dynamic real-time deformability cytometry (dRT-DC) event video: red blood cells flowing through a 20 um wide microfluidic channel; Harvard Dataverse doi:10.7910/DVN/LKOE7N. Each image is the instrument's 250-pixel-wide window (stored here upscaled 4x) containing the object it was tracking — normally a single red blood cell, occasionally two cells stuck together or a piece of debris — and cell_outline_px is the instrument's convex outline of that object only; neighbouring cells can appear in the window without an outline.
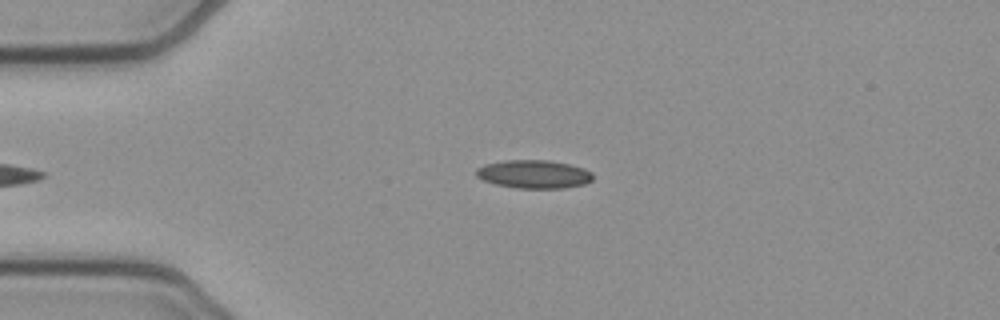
{"species": "common noctule bat (a hibernating species)", "species_latin": "Nyctalus noctula", "temperature_condition": "cold", "stored_images_in_passage": 34, "camera_frame_rate_fps": 3000, "um_per_image_px": 0.085, "animal": {"sex": "female", "body_mass_g": 21.9}, "frame": {"image": 1, "passage_image": 3, "time_ms": 0.667, "image_size_px": [1000, 320], "cell_outline_px": [[592, 180], [584, 184], [564, 188], [516, 188], [496, 184], [484, 180], [476, 176], [476, 168], [484, 164], [504, 160], [548, 160], [568, 164], [584, 168], [592, 172]], "centroid_in_image_um": [45.37, 14.8], "position_along_channel_um": 39.6, "area_um2": 19.25}}
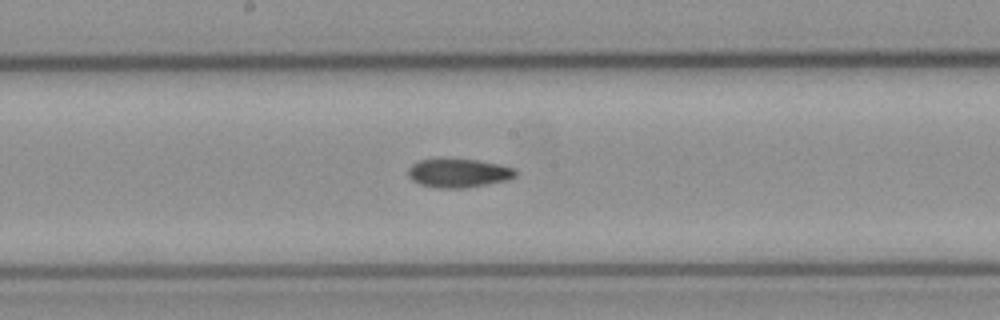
{"frame": {"image": 2, "passage_image": 18, "time_ms": 5.667, "image_size_px": [1000, 320], "cell_outline_px": [[516, 176], [508, 180], [488, 184], [464, 188], [436, 188], [420, 184], [412, 180], [408, 176], [408, 168], [412, 164], [420, 160], [440, 156], [476, 160], [500, 164], [516, 168]], "centroid_in_image_um": [38.95, 14.67], "position_along_channel_um": 209.2, "area_um2": 18.67}}
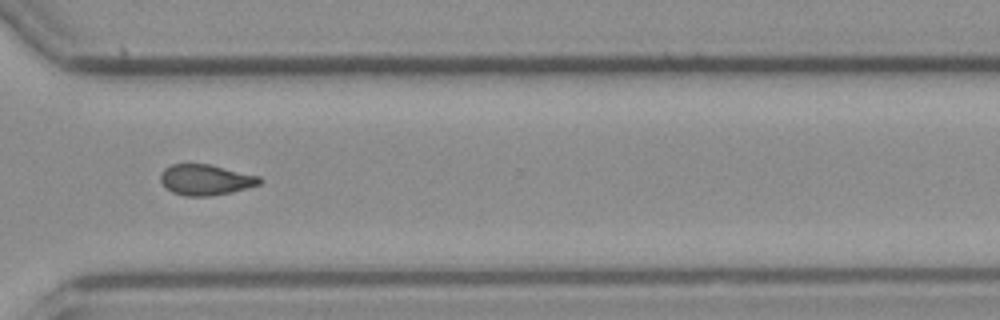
{"frame": {"image": 3, "passage_image": 29, "time_ms": 9.333, "image_size_px": [1000, 320], "cell_outline_px": [[264, 180], [260, 184], [248, 188], [232, 192], [208, 196], [184, 196], [172, 192], [160, 180], [160, 172], [164, 168], [172, 164], [208, 164], [260, 176]], "centroid_in_image_um": [17.5, 15.28], "position_along_channel_um": 353.1, "area_um2": 17.74}, "authors_computed_cell_mechanics": {"area_um2": 18.1781, "velocity_mm_per_s": 3.9409, "shape_relaxation_time_tau1_ms": null, "shape_relaxation_time_tau2_ms": 3.4077, "deformation_change_tau1": null, "deformation_change_tau2": 0.0935}}